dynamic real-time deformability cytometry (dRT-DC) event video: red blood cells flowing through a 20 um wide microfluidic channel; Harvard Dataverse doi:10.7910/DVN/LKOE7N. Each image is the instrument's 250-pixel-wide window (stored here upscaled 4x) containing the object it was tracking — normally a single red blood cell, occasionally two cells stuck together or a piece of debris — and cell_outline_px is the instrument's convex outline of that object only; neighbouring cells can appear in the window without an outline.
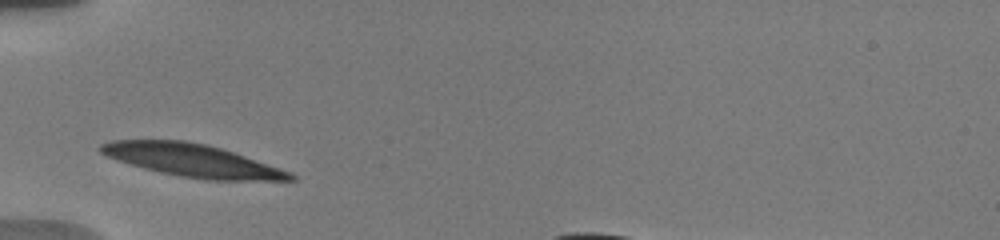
{"species": "human", "species_latin": "Homo sapiens", "temperature_condition": "warm", "stored_images_in_passage": 30, "camera_frame_rate_fps": 3000, "um_per_image_px": 0.085, "donor": {"sex": "male"}, "frame": {"image": 1, "passage_image": 1, "time_ms": 0.0, "image_size_px": [1000, 240], "cell_outline_px": [[296, 180], [208, 180], [180, 176], [160, 172], [144, 168], [108, 156], [100, 152], [96, 148], [100, 144], [112, 140], [184, 140], [208, 144], [292, 172], [296, 176]], "centroid_in_image_um": [16.34, 13.63], "position_along_channel_um": 68.7, "area_um2": 35.72}}
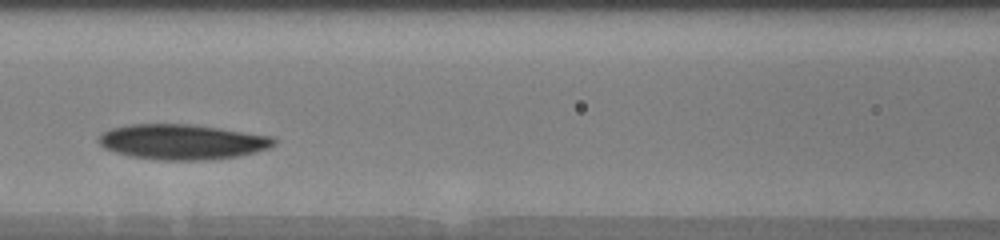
{"frame": {"image": 2, "passage_image": 7, "time_ms": 2.333, "image_size_px": [1000, 240], "cell_outline_px": [[276, 144], [268, 148], [236, 156], [204, 160], [164, 160], [132, 156], [116, 152], [104, 148], [96, 140], [104, 132], [112, 128], [132, 124], [192, 124], [272, 136], [276, 140]], "centroid_in_image_um": [15.48, 12.05], "position_along_channel_um": 151.1, "area_um2": 35.55}}
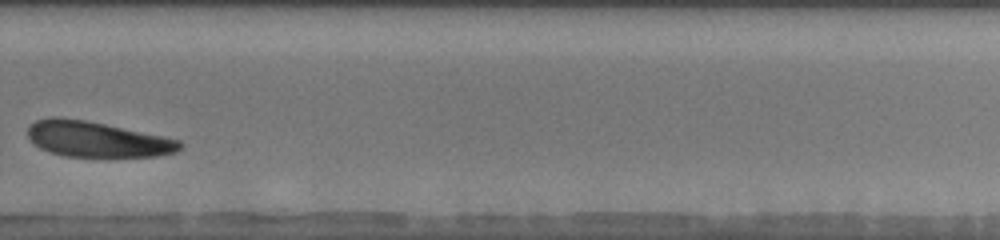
{"frame": {"image": 3, "passage_image": 23, "time_ms": 7.0, "image_size_px": [1000, 240], "cell_outline_px": [[184, 144], [176, 152], [156, 156], [64, 156], [40, 148], [28, 136], [28, 124], [36, 120], [52, 116], [56, 116], [88, 120], [164, 136], [180, 140]], "centroid_in_image_um": [8.25, 11.81], "position_along_channel_um": 321.6, "area_um2": 31.5}, "authors_computed_cell_mechanics": {"area_um2": 34.9112, "velocity_mm_per_s": 3.655, "shape_relaxation_time_tau1_ms": 1.9741, "shape_relaxation_time_tau2_ms": 11.2947, "deformation_change_tau1": 0.0772, "deformation_change_tau2": 0.1797}}